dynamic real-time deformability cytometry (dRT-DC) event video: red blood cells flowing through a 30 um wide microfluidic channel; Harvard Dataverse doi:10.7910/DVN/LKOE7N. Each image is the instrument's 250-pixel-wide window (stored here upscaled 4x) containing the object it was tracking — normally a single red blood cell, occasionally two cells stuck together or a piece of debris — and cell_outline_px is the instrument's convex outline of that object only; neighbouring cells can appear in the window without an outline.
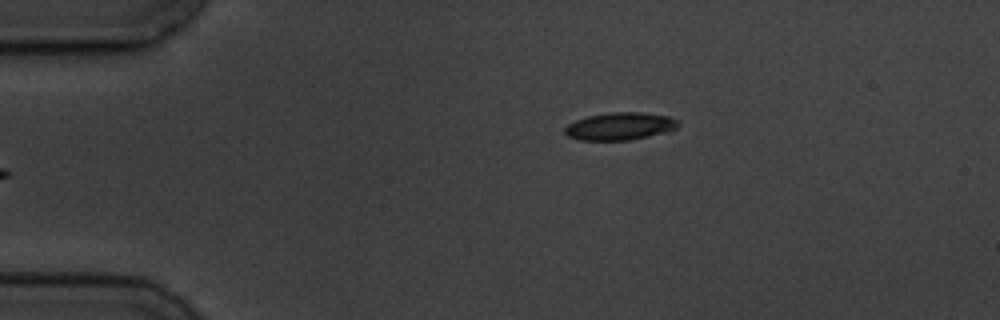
{"species": "common noctule bat (a hibernating species)", "species_latin": "Nyctalus noctula", "temperature_condition": "cold", "stored_images_in_passage": 5, "camera_frame_rate_fps": 3000, "um_per_image_px": 0.085, "animal": {"sex": "male", "body_mass_g": 19.5, "forearm_length_mm": 54.6}, "frame": {"image": 1, "passage_image": 5, "time_ms": 5.333, "image_size_px": [1000, 320], "cell_outline_px": [[680, 124], [676, 128], [668, 132], [628, 140], [580, 140], [568, 136], [564, 132], [564, 128], [568, 124], [576, 120], [588, 116], [612, 112], [640, 112], [668, 116], [680, 120]], "centroid_in_image_um": [52.72, 10.73], "position_along_channel_um": 32.3, "area_um2": 18.21}}